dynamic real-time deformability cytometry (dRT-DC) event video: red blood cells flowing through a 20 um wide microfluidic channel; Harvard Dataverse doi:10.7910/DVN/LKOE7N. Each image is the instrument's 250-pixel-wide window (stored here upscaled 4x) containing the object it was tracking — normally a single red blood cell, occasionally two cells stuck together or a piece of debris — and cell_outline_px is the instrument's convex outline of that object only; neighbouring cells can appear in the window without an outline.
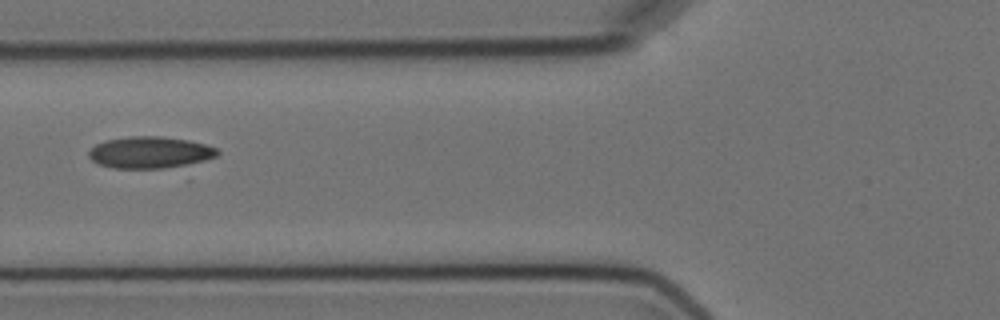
{"species": "Egyptian fruit bat (a non-hibernating species)", "species_latin": "Rousettus aegyptiacus", "temperature_condition": "cold", "stored_images_in_passage": 6, "camera_frame_rate_fps": 3000, "um_per_image_px": 0.085, "animal": {"sex": "female"}, "frame": {"image": 1, "passage_image": 6, "time_ms": 6.667, "image_size_px": [1000, 320], "cell_outline_px": [[220, 152], [216, 156], [180, 168], [112, 168], [100, 164], [92, 160], [88, 156], [88, 152], [96, 144], [104, 140], [128, 136], [160, 136], [188, 140], [204, 144], [216, 148]], "centroid_in_image_um": [12.76, 12.96], "position_along_channel_um": 113.0, "area_um2": 23.99}}